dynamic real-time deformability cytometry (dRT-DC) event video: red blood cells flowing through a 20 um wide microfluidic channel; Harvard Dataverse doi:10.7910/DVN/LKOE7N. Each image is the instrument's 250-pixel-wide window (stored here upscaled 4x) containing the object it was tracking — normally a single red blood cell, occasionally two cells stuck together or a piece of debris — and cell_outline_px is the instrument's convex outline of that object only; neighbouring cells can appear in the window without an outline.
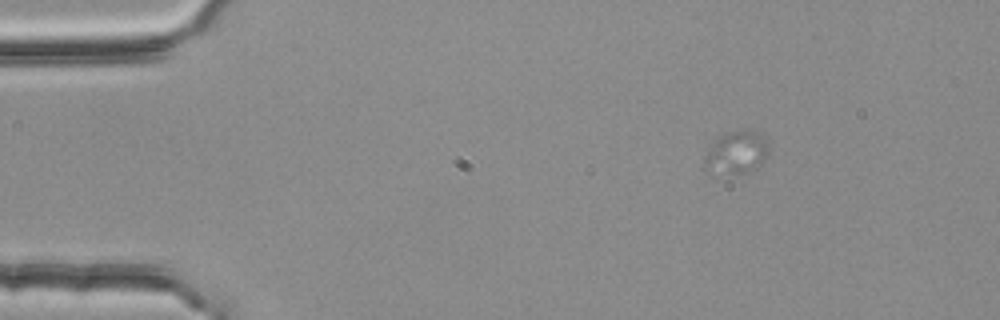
{"species": "common noctule bat (a hibernating species)", "species_latin": "Nyctalus noctula", "temperature_condition": "room temperature", "stored_images_in_passage": 17, "camera_frame_rate_fps": 3000, "um_per_image_px": 0.085, "animal": {"sex": "female", "body_mass_g": 25.1}, "frame": {"image": 1, "passage_image": 1, "time_ms": 0.0, "image_size_px": [1000, 320], "cell_outline_px": [[768, 156], [764, 160], [740, 172], [704, 172], [704, 156], [712, 140], [724, 132], [760, 132], [764, 136], [768, 144]], "centroid_in_image_um": [62.52, 12.92], "position_along_channel_um": 22.5, "area_um2": 15.49}}